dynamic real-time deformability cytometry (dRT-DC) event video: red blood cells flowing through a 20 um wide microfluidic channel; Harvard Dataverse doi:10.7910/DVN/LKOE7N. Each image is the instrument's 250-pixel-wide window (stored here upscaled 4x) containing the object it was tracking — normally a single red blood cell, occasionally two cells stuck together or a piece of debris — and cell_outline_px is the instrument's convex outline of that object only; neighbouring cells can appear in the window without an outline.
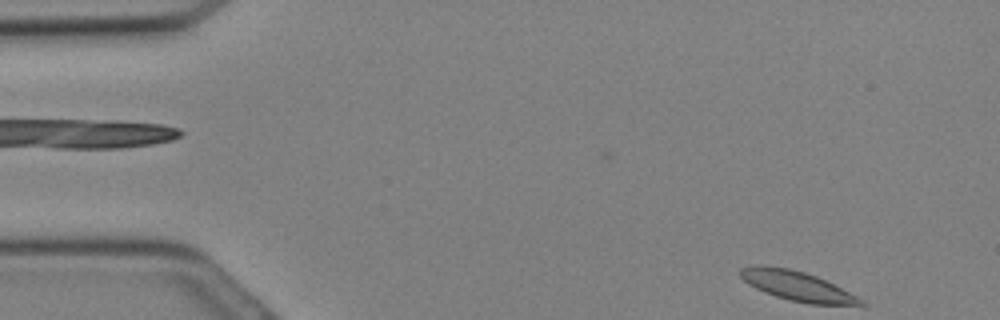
{"species": "Egyptian fruit bat (a non-hibernating species)", "species_latin": "Rousettus aegyptiacus", "temperature_condition": "cold", "stored_images_in_passage": 29, "camera_frame_rate_fps": 3000, "um_per_image_px": 0.085, "animal": {"sex": "female"}, "frame": {"image": 1, "passage_image": 1, "time_ms": 0.0, "image_size_px": [1000, 320], "cell_outline_px": [[868, 304], [808, 304], [776, 296], [764, 292], [748, 284], [740, 276], [740, 268], [752, 264], [764, 264], [788, 268], [804, 272], [816, 276], [864, 300]], "centroid_in_image_um": [67.66, 24.27], "position_along_channel_um": 17.3, "area_um2": 20.46}}
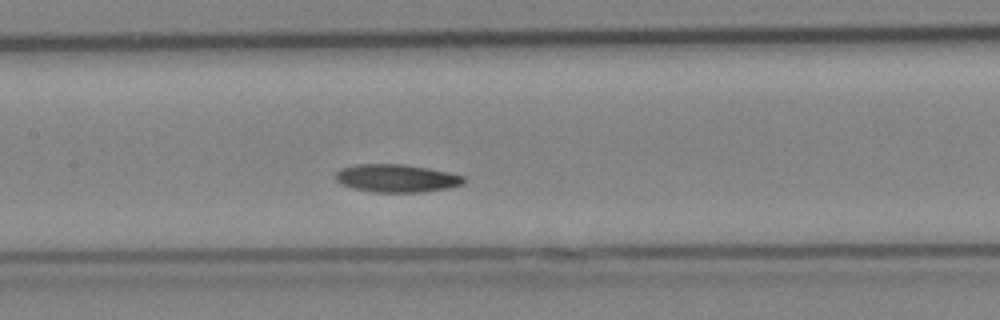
{"frame": {"image": 2, "passage_image": 13, "time_ms": 4.0, "image_size_px": [1000, 320], "cell_outline_px": [[468, 180], [464, 184], [448, 188], [424, 192], [372, 192], [352, 188], [340, 184], [336, 180], [336, 172], [340, 168], [356, 164], [404, 164], [428, 168], [448, 172], [464, 176]], "centroid_in_image_um": [33.72, 15.15], "position_along_channel_um": 173.7, "area_um2": 21.1}}
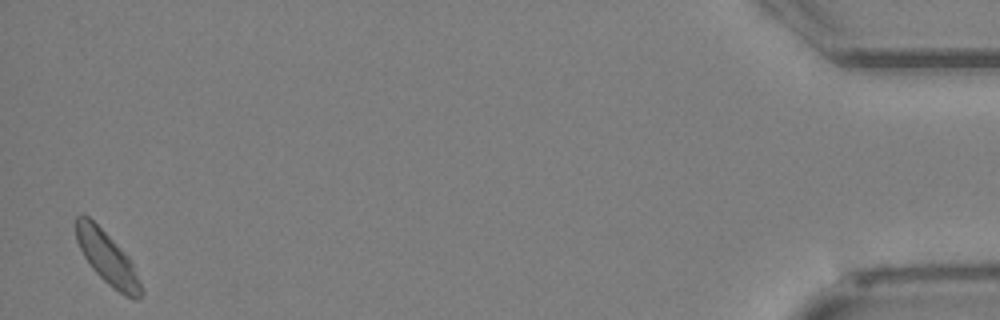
{"frame": {"image": 3, "passage_image": 29, "time_ms": 9.333, "image_size_px": [1000, 320], "cell_outline_px": [[144, 292], [140, 300], [132, 300], [124, 296], [108, 284], [92, 268], [84, 256], [76, 240], [76, 216], [88, 216], [128, 256], [144, 288]], "centroid_in_image_um": [9.17, 22.02], "position_along_channel_um": 426.0, "area_um2": 19.65}}